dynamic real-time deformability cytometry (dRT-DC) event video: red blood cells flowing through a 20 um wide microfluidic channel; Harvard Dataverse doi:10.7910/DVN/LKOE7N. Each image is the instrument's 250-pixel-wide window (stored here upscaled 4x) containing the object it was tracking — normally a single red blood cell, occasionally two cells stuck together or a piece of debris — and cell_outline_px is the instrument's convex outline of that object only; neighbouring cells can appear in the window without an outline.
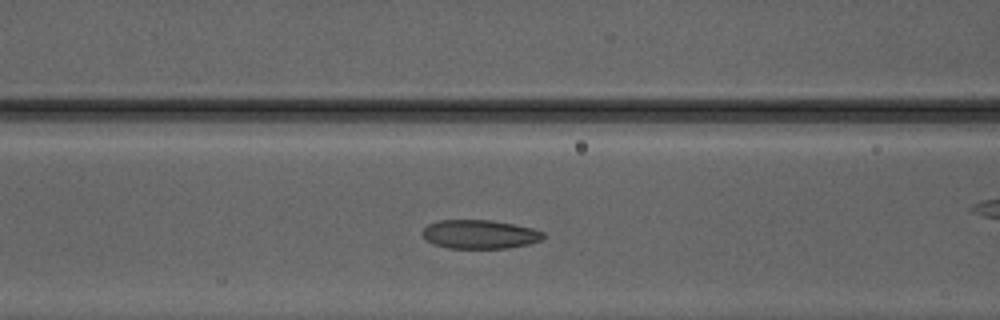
{"species": "Egyptian fruit bat (a non-hibernating species)", "species_latin": "Rousettus aegyptiacus", "temperature_condition": "warm", "stored_images_in_passage": 41, "camera_frame_rate_fps": 3000, "um_per_image_px": 0.085, "animal": {"sex": "male"}, "frame": {"image": 1, "passage_image": 18, "time_ms": 5.667, "image_size_px": [1000, 320], "cell_outline_px": [[544, 240], [528, 244], [508, 248], [448, 248], [432, 244], [420, 232], [428, 224], [436, 220], [492, 220], [532, 228], [544, 232]], "centroid_in_image_um": [40.77, 19.91], "position_along_channel_um": 125.8, "area_um2": 20.4}}
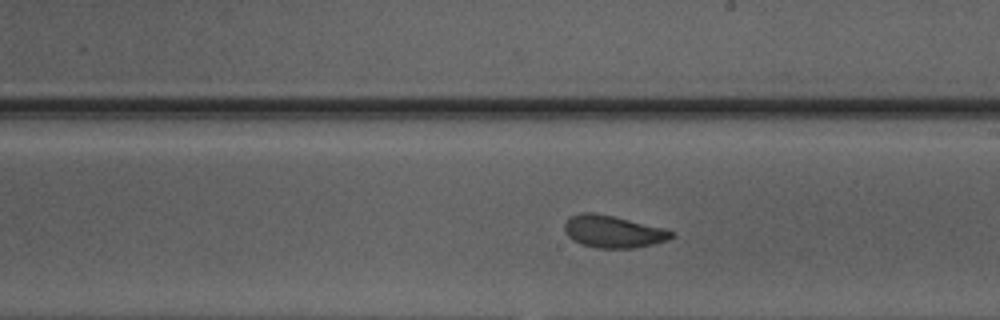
{"frame": {"image": 2, "passage_image": 26, "time_ms": 8.333, "image_size_px": [1000, 320], "cell_outline_px": [[676, 236], [668, 240], [636, 248], [596, 248], [580, 244], [572, 240], [564, 232], [564, 224], [572, 216], [580, 212], [592, 212], [612, 216], [664, 228], [672, 232]], "centroid_in_image_um": [52.1, 19.7], "position_along_channel_um": 236.9, "area_um2": 20.06}}
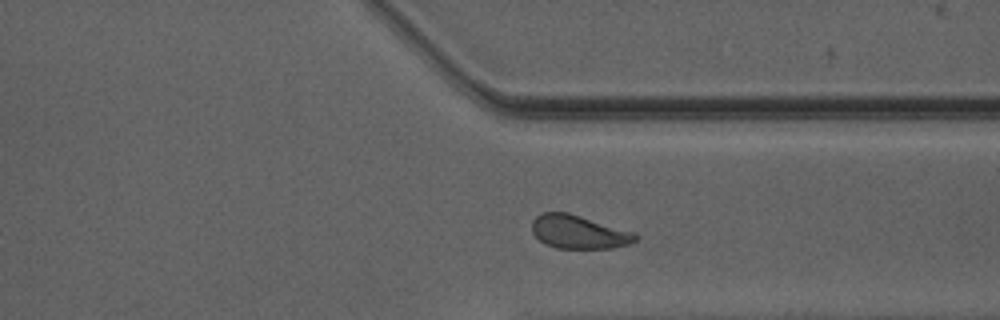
{"frame": {"image": 3, "passage_image": 35, "time_ms": 11.333, "image_size_px": [1000, 320], "cell_outline_px": [[640, 236], [636, 240], [628, 244], [612, 248], [556, 248], [544, 244], [532, 232], [532, 220], [536, 216], [544, 212], [568, 212], [632, 232]], "centroid_in_image_um": [49.16, 19.72], "position_along_channel_um": 362.2, "area_um2": 20.0}, "authors_computed_cell_mechanics": {"area_um2": 20.4034, "velocity_mm_per_s": 4.1654, "shape_relaxation_time_tau1_ms": 4.2024, "shape_relaxation_time_tau2_ms": 1.2357, "deformation_change_tau1": 0.1182, "deformation_change_tau2": 0.0712}}